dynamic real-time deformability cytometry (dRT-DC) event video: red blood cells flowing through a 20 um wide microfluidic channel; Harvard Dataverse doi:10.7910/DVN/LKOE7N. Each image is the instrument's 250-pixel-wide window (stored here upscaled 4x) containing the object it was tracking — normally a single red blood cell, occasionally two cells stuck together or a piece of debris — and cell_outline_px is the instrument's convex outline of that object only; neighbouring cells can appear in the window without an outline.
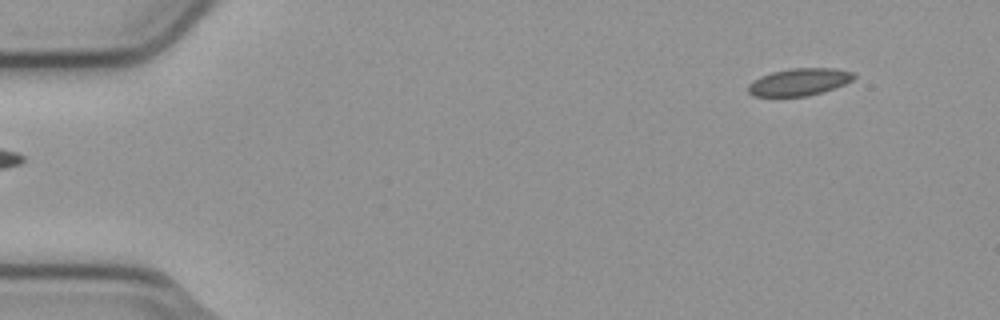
{"species": "common noctule bat (a hibernating species)", "species_latin": "Nyctalus noctula", "temperature_condition": "cold", "stored_images_in_passage": 5, "segment_of_instrument_passage": [1, 2], "camera_frame_rate_fps": 3000, "um_per_image_px": 0.085, "animal": {"sex": "male", "body_mass_g": 23.1, "forearm_length_mm": 52.7}, "frame": {"image": 1, "passage_image": 1, "time_ms": 0.0, "image_size_px": [1000, 320], "cell_outline_px": [[856, 76], [852, 80], [844, 84], [808, 96], [752, 96], [748, 92], [748, 84], [752, 80], [760, 76], [772, 72], [792, 68], [836, 68], [856, 72]], "centroid_in_image_um": [67.93, 6.95], "position_along_channel_um": 17.1, "area_um2": 16.82}}